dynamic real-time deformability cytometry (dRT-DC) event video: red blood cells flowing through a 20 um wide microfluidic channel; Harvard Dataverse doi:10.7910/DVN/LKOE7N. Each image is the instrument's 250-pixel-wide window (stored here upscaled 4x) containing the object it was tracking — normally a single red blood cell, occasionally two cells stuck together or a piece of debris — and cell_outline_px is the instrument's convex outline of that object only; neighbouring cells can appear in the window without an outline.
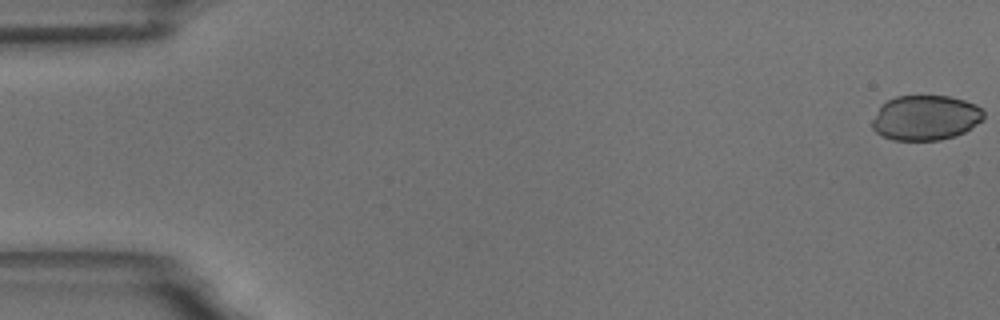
{"species": "common noctule bat (a hibernating species)", "species_latin": "Nyctalus noctula", "temperature_condition": "room temperature", "stored_images_in_passage": 58, "camera_frame_rate_fps": 3000, "um_per_image_px": 0.085, "animal": {"sex": "male", "body_mass_g": 18.8}, "frame": {"image": 1, "passage_image": 1, "time_ms": 0.0, "image_size_px": [1000, 320], "cell_outline_px": [[984, 120], [964, 132], [956, 136], [940, 140], [892, 140], [876, 132], [872, 128], [872, 120], [880, 108], [888, 100], [896, 96], [948, 96], [964, 100], [976, 104], [984, 112]], "centroid_in_image_um": [78.7, 10.01], "position_along_channel_um": 6.3, "area_um2": 29.19}}
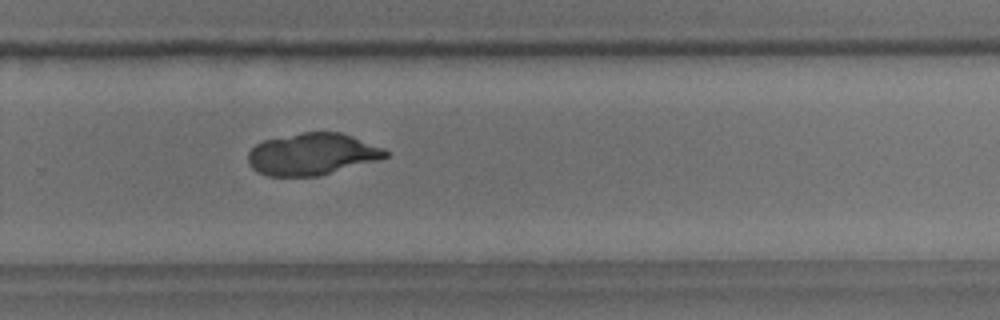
{"frame": {"image": 2, "passage_image": 39, "time_ms": 12.667, "image_size_px": [1000, 320], "cell_outline_px": [[388, 156], [376, 160], [320, 176], [268, 176], [256, 172], [248, 164], [248, 152], [256, 144], [264, 140], [300, 132], [340, 132], [352, 136], [384, 148], [388, 152]], "centroid_in_image_um": [26.49, 13.1], "position_along_channel_um": 303.3, "area_um2": 33.52}}
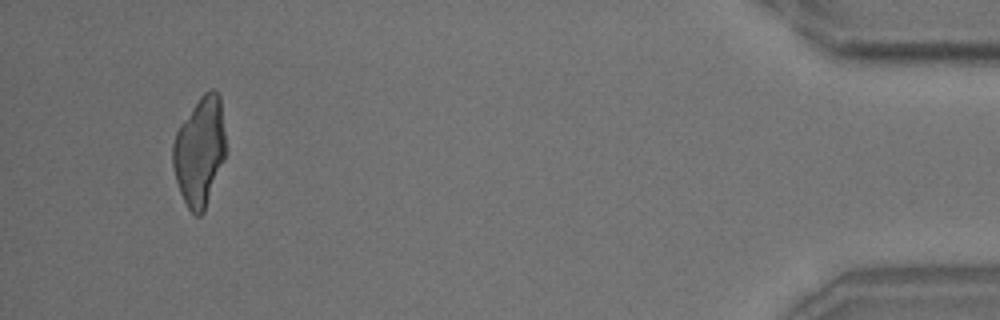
{"frame": {"image": 3, "passage_image": 55, "time_ms": 18.0, "image_size_px": [1000, 320], "cell_outline_px": [[228, 152], [204, 212], [200, 216], [196, 216], [188, 208], [180, 192], [176, 180], [172, 164], [172, 144], [176, 132], [180, 124], [200, 96], [204, 92], [212, 88], [220, 96]], "centroid_in_image_um": [17.0, 12.86], "position_along_channel_um": 418.2, "area_um2": 34.16}}